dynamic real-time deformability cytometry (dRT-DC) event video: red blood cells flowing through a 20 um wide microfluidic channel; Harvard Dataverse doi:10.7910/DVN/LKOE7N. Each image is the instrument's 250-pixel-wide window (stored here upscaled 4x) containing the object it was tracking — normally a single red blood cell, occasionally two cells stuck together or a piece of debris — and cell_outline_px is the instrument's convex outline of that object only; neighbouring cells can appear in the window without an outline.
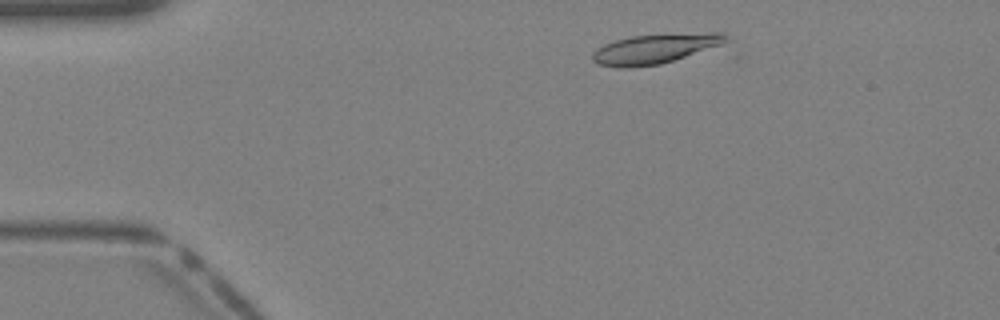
{"species": "Egyptian fruit bat (a non-hibernating species)", "species_latin": "Rousettus aegyptiacus", "temperature_condition": "warm", "stored_images_in_passage": 36, "camera_frame_rate_fps": 3000, "um_per_image_px": 0.085, "animal": {"sex": "female"}, "frame": {"image": 1, "passage_image": 4, "time_ms": 1.0, "image_size_px": [1000, 320], "cell_outline_px": [[728, 44], [660, 64], [628, 68], [620, 68], [600, 64], [592, 60], [592, 52], [604, 44], [616, 40], [632, 36], [664, 32], [724, 32], [728, 36]], "centroid_in_image_um": [55.79, 4.1], "position_along_channel_um": 29.2, "area_um2": 23.93}}
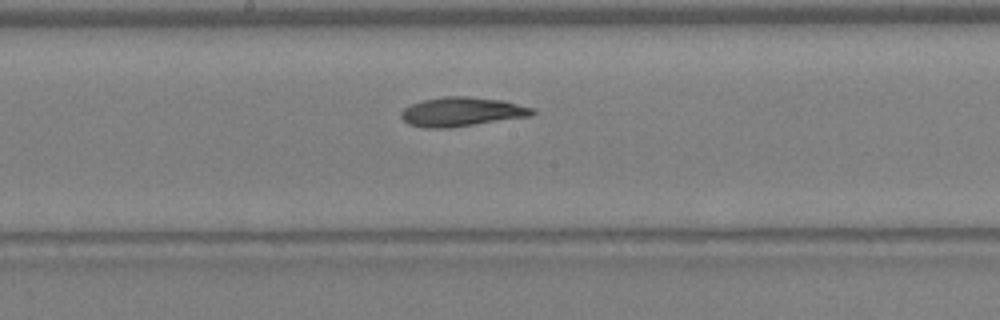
{"frame": {"image": 2, "passage_image": 18, "time_ms": 5.667, "image_size_px": [1000, 320], "cell_outline_px": [[536, 112], [532, 116], [448, 128], [428, 128], [408, 124], [400, 116], [400, 112], [404, 108], [412, 104], [424, 100], [444, 96], [468, 96], [500, 100], [532, 108]], "centroid_in_image_um": [39.23, 9.5], "position_along_channel_um": 209.0, "area_um2": 22.14}}
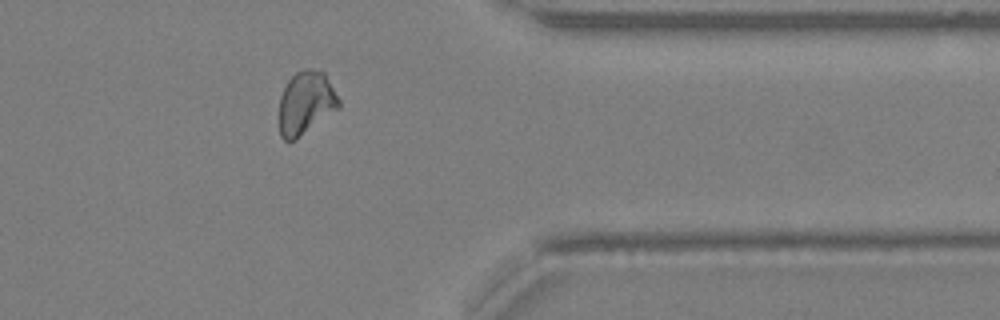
{"frame": {"image": 3, "passage_image": 29, "time_ms": 9.333, "image_size_px": [1000, 320], "cell_outline_px": [[340, 108], [296, 140], [284, 140], [280, 136], [280, 96], [288, 80], [296, 72], [304, 68], [312, 68], [324, 72], [340, 100]], "centroid_in_image_um": [26.01, 8.75], "position_along_channel_um": 385.4, "area_um2": 22.08}}